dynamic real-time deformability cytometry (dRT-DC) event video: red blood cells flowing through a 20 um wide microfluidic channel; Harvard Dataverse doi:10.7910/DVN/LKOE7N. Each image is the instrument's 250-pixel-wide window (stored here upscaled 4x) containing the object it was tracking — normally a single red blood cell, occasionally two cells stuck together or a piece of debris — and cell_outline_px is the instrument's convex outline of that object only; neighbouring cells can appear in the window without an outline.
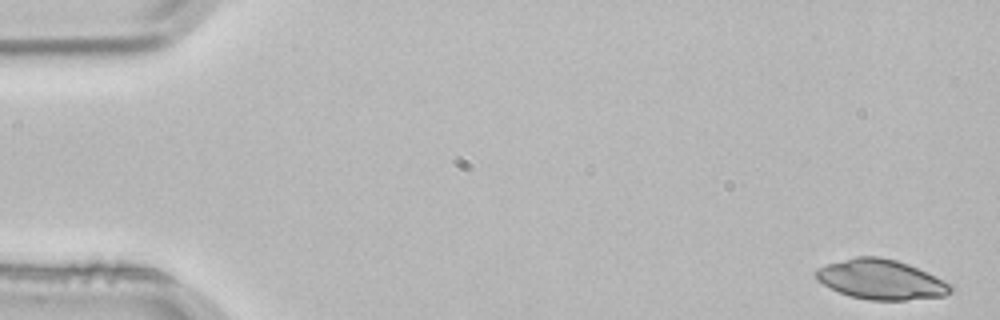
{"species": "common noctule bat (a hibernating species)", "species_latin": "Nyctalus noctula", "temperature_condition": "room temperature", "stored_images_in_passage": 3, "camera_frame_rate_fps": 3000, "um_per_image_px": 0.085, "animal": {"sex": "male", "body_mass_g": 21.5, "forearm_length_mm": 52.0}, "frame": {"image": 1, "passage_image": 1, "time_ms": 0.0, "image_size_px": [1000, 320], "cell_outline_px": [[956, 288], [952, 292], [944, 296], [904, 300], [868, 300], [852, 296], [840, 292], [816, 280], [816, 268], [824, 264], [856, 256], [880, 256], [896, 260], [908, 264], [952, 284]], "centroid_in_image_um": [74.9, 23.75], "position_along_channel_um": 10.1, "area_um2": 31.27}}